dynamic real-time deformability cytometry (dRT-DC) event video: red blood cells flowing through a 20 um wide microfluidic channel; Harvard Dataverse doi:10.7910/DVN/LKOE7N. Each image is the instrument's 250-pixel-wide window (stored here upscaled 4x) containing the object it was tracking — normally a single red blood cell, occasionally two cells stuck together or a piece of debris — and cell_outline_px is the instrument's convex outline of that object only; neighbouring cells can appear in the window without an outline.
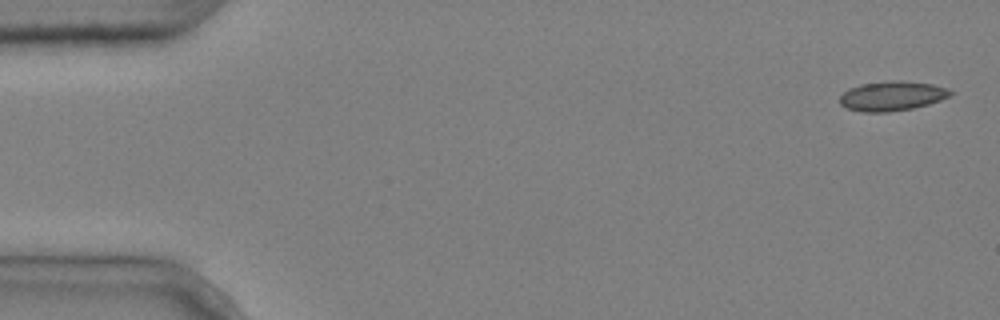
{"species": "common noctule bat (a hibernating species)", "species_latin": "Nyctalus noctula", "temperature_condition": "cold", "stored_images_in_passage": 5, "camera_frame_rate_fps": 3000, "um_per_image_px": 0.085, "animal": {"sex": "male", "body_mass_g": 20.4}, "frame": {"image": 1, "passage_image": 1, "time_ms": 0.0, "image_size_px": [1000, 320], "cell_outline_px": [[956, 92], [940, 100], [928, 104], [912, 108], [888, 112], [864, 112], [848, 108], [840, 104], [840, 96], [848, 88], [860, 84], [896, 80], [900, 80], [932, 84], [948, 88]], "centroid_in_image_um": [75.83, 8.15], "position_along_channel_um": 9.2, "area_um2": 19.02}}
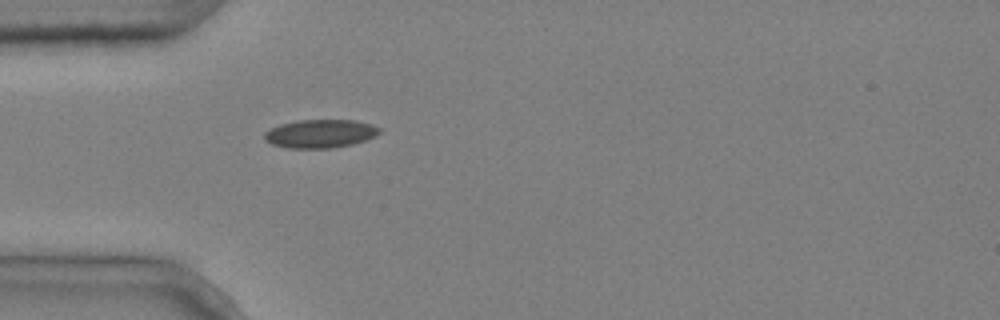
{"frame": {"image": 2, "passage_image": 5, "time_ms": 1.333, "image_size_px": [1000, 320], "cell_outline_px": [[380, 132], [376, 136], [352, 144], [332, 148], [288, 148], [272, 144], [264, 140], [264, 132], [280, 124], [296, 120], [356, 120], [372, 124], [380, 128]], "centroid_in_image_um": [27.22, 11.35], "position_along_channel_um": 57.8, "area_um2": 19.07}}